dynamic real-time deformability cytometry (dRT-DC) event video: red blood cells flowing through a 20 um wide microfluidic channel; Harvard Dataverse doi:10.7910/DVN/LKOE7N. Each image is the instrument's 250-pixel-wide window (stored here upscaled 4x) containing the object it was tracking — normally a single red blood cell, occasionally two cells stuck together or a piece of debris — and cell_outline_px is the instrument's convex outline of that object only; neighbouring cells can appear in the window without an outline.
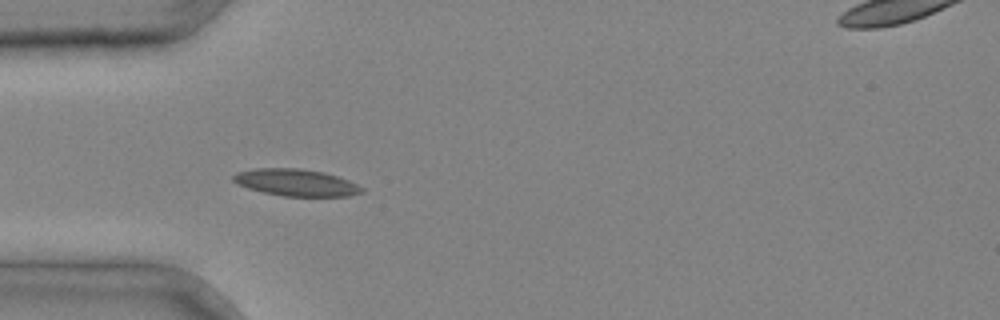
{"species": "common noctule bat (a hibernating species)", "species_latin": "Nyctalus noctula", "temperature_condition": "cold", "stored_images_in_passage": 3, "camera_frame_rate_fps": 3000, "um_per_image_px": 0.085, "animal": {"sex": "male", "body_mass_g": 20.4}, "frame": {"image": 1, "passage_image": 3, "time_ms": 0.667, "image_size_px": [1000, 320], "cell_outline_px": [[364, 192], [348, 196], [284, 196], [264, 192], [248, 188], [236, 184], [232, 180], [232, 176], [236, 172], [256, 168], [300, 168], [324, 172], [348, 180], [364, 188]], "centroid_in_image_um": [25.14, 15.51], "position_along_channel_um": 59.9, "area_um2": 20.17}}